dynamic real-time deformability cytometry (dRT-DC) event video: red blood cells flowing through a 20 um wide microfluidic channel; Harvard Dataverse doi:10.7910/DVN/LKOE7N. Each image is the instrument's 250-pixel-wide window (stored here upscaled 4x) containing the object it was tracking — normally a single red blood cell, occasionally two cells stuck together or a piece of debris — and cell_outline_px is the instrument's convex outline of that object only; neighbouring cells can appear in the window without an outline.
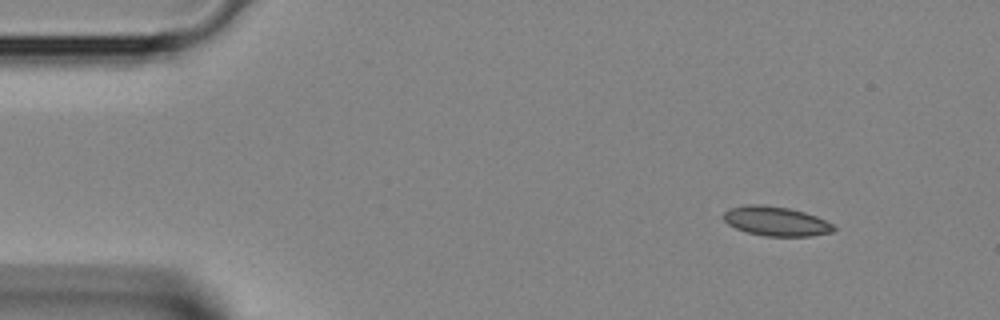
{"species": "Egyptian fruit bat (a non-hibernating species)", "species_latin": "Rousettus aegyptiacus", "temperature_condition": "room temperature", "stored_images_in_passage": 3, "camera_frame_rate_fps": 3000, "um_per_image_px": 0.085, "animal": {"sex": "female"}, "frame": {"image": 1, "passage_image": 1, "time_ms": 0.0, "image_size_px": [1000, 320], "cell_outline_px": [[836, 228], [832, 232], [812, 236], [764, 236], [748, 232], [736, 228], [728, 224], [724, 220], [724, 212], [732, 208], [744, 204], [764, 204], [788, 208], [804, 212], [816, 216], [832, 224]], "centroid_in_image_um": [65.96, 18.8], "position_along_channel_um": 19.0, "area_um2": 18.79}}